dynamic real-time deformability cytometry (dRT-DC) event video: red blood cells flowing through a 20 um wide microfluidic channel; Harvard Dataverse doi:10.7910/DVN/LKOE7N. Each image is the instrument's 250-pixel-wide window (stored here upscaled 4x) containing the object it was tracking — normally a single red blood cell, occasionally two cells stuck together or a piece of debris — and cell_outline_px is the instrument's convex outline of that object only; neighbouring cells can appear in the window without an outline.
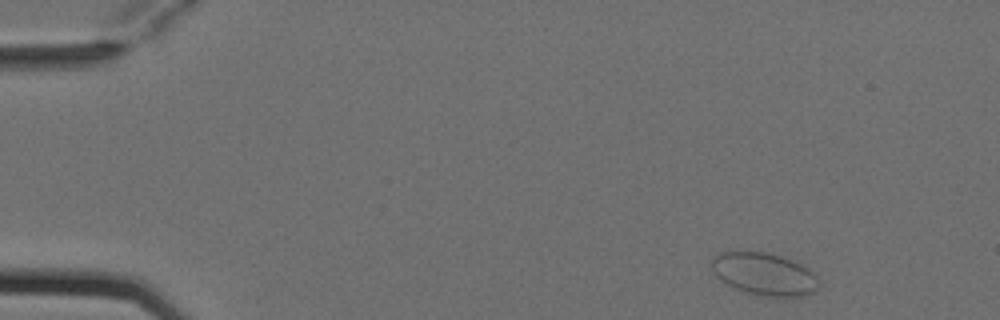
{"species": "Egyptian fruit bat (a non-hibernating species)", "species_latin": "Rousettus aegyptiacus", "temperature_condition": "cold", "stored_images_in_passage": 4, "camera_frame_rate_fps": 3000, "um_per_image_px": 0.085, "animal": {"sex": "female"}, "frame": {"image": 1, "passage_image": 1, "time_ms": 0.0, "image_size_px": [1000, 320], "cell_outline_px": [[816, 292], [804, 296], [784, 300], [744, 292], [720, 280], [712, 272], [712, 256], [720, 252], [764, 252], [780, 256], [800, 264], [808, 268], [816, 276]], "centroid_in_image_um": [64.96, 23.34], "position_along_channel_um": 20.0, "area_um2": 26.82}}
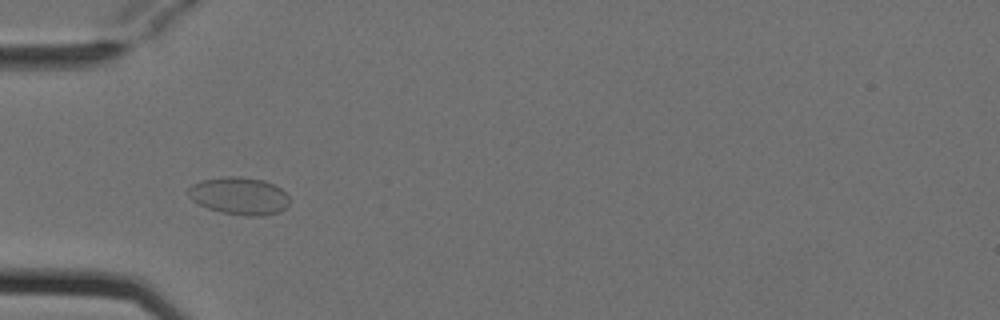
{"frame": {"image": 2, "passage_image": 4, "time_ms": 1.0, "image_size_px": [1000, 320], "cell_outline_px": [[288, 204], [280, 212], [264, 216], [244, 216], [220, 212], [208, 208], [192, 200], [188, 196], [188, 188], [192, 184], [200, 180], [224, 176], [240, 176], [264, 180], [280, 188], [288, 196]], "centroid_in_image_um": [20.32, 16.65], "position_along_channel_um": 64.7, "area_um2": 22.25}}